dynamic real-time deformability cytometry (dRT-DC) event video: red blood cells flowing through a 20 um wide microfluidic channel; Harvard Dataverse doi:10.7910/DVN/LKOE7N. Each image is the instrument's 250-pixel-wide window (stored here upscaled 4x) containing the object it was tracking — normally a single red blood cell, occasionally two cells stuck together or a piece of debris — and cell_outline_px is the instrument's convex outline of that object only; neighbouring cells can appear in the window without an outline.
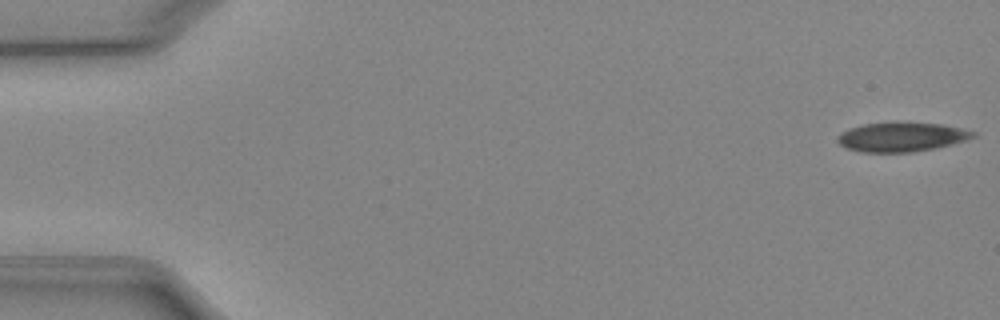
{"species": "Egyptian fruit bat (a non-hibernating species)", "species_latin": "Rousettus aegyptiacus", "temperature_condition": "cold", "stored_images_in_passage": 16, "camera_frame_rate_fps": 3000, "um_per_image_px": 0.085, "animal": {"sex": "female"}, "frame": {"image": 1, "passage_image": 1, "time_ms": 0.0, "image_size_px": [1000, 320], "cell_outline_px": [[976, 136], [952, 144], [936, 148], [912, 152], [860, 152], [848, 148], [840, 144], [836, 140], [836, 136], [840, 132], [848, 128], [864, 124], [896, 120], [900, 120], [940, 124], [960, 128], [976, 132]], "centroid_in_image_um": [76.59, 11.61], "position_along_channel_um": 8.4, "area_um2": 23.7}}
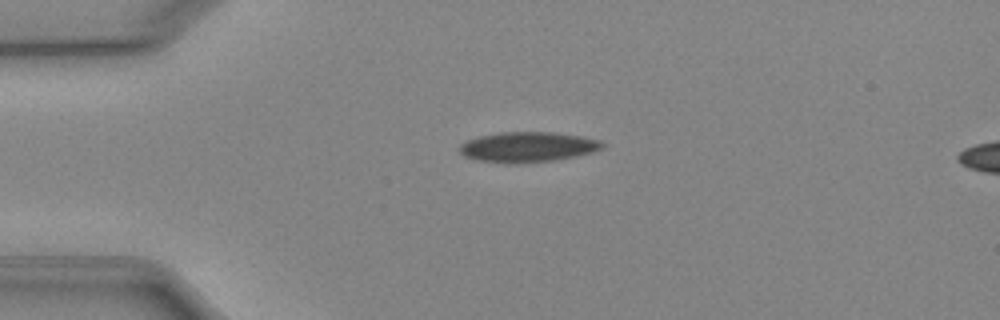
{"frame": {"image": 2, "passage_image": 12, "time_ms": 3.667, "image_size_px": [1000, 320], "cell_outline_px": [[604, 148], [592, 152], [576, 156], [556, 160], [476, 160], [464, 156], [460, 152], [460, 144], [468, 140], [480, 136], [500, 132], [552, 132], [580, 136], [600, 140], [604, 144]], "centroid_in_image_um": [44.92, 12.44], "position_along_channel_um": 40.1, "area_um2": 23.99}}